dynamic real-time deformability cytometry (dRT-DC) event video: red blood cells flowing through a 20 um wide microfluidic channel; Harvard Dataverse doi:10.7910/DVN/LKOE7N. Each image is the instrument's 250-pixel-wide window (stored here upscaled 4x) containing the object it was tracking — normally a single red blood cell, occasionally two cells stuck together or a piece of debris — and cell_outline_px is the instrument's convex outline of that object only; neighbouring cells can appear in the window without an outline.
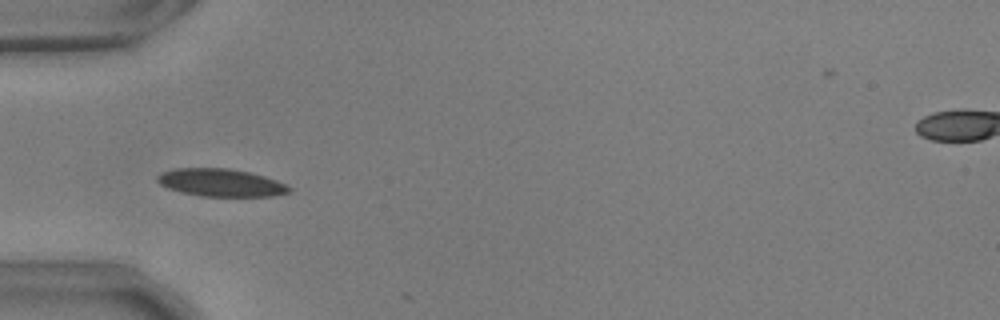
{"species": "common noctule bat (a hibernating species)", "species_latin": "Nyctalus noctula", "temperature_condition": "warm", "stored_images_in_passage": 18, "camera_frame_rate_fps": 3000, "um_per_image_px": 0.085, "animal": {"sex": "male", "body_mass_g": 17.9, "forearm_length_mm": 54.2}, "frame": {"image": 1, "passage_image": 17, "time_ms": 5.333, "image_size_px": [1000, 320], "cell_outline_px": [[292, 192], [272, 196], [200, 196], [180, 192], [168, 188], [160, 184], [156, 180], [156, 176], [160, 172], [176, 168], [228, 168], [248, 172], [264, 176], [276, 180], [292, 188]], "centroid_in_image_um": [18.74, 15.52], "position_along_channel_um": 66.3, "area_um2": 21.33}}